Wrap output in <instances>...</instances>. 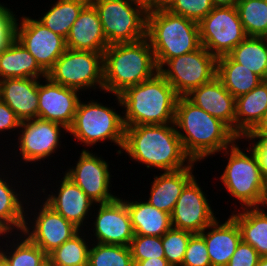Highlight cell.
<instances>
[{
    "instance_id": "obj_1",
    "label": "cell",
    "mask_w": 267,
    "mask_h": 266,
    "mask_svg": "<svg viewBox=\"0 0 267 266\" xmlns=\"http://www.w3.org/2000/svg\"><path fill=\"white\" fill-rule=\"evenodd\" d=\"M148 170L173 172L188 167L193 161L184 152L174 123L125 127L120 152Z\"/></svg>"
},
{
    "instance_id": "obj_2",
    "label": "cell",
    "mask_w": 267,
    "mask_h": 266,
    "mask_svg": "<svg viewBox=\"0 0 267 266\" xmlns=\"http://www.w3.org/2000/svg\"><path fill=\"white\" fill-rule=\"evenodd\" d=\"M174 124L184 152L196 163L220 154L239 139L224 122L199 108L186 96L178 97Z\"/></svg>"
},
{
    "instance_id": "obj_3",
    "label": "cell",
    "mask_w": 267,
    "mask_h": 266,
    "mask_svg": "<svg viewBox=\"0 0 267 266\" xmlns=\"http://www.w3.org/2000/svg\"><path fill=\"white\" fill-rule=\"evenodd\" d=\"M114 96L117 106L122 109L125 127L162 125L175 121L179 96L159 72Z\"/></svg>"
},
{
    "instance_id": "obj_4",
    "label": "cell",
    "mask_w": 267,
    "mask_h": 266,
    "mask_svg": "<svg viewBox=\"0 0 267 266\" xmlns=\"http://www.w3.org/2000/svg\"><path fill=\"white\" fill-rule=\"evenodd\" d=\"M157 72L154 52L147 37L136 42L109 45L103 52V94L120 95Z\"/></svg>"
},
{
    "instance_id": "obj_5",
    "label": "cell",
    "mask_w": 267,
    "mask_h": 266,
    "mask_svg": "<svg viewBox=\"0 0 267 266\" xmlns=\"http://www.w3.org/2000/svg\"><path fill=\"white\" fill-rule=\"evenodd\" d=\"M240 140L241 138L237 139L231 146L221 152L222 157L224 155L228 162H226L221 175L215 177L224 185L227 194L231 195L230 198L234 197L235 205H233V209L234 206L237 207L235 210L259 207L265 184V178L262 175L256 153L250 145L241 148Z\"/></svg>"
},
{
    "instance_id": "obj_6",
    "label": "cell",
    "mask_w": 267,
    "mask_h": 266,
    "mask_svg": "<svg viewBox=\"0 0 267 266\" xmlns=\"http://www.w3.org/2000/svg\"><path fill=\"white\" fill-rule=\"evenodd\" d=\"M147 38L158 69L168 60L199 49L198 23L162 10L148 13Z\"/></svg>"
},
{
    "instance_id": "obj_7",
    "label": "cell",
    "mask_w": 267,
    "mask_h": 266,
    "mask_svg": "<svg viewBox=\"0 0 267 266\" xmlns=\"http://www.w3.org/2000/svg\"><path fill=\"white\" fill-rule=\"evenodd\" d=\"M115 107H108L93 98L89 101L80 99L73 123L68 129L69 135H72L71 141L74 139V142H79L78 145L83 144L87 150L97 143L111 142L119 147L116 149L119 156L124 143L125 125L122 111L119 113Z\"/></svg>"
},
{
    "instance_id": "obj_8",
    "label": "cell",
    "mask_w": 267,
    "mask_h": 266,
    "mask_svg": "<svg viewBox=\"0 0 267 266\" xmlns=\"http://www.w3.org/2000/svg\"><path fill=\"white\" fill-rule=\"evenodd\" d=\"M98 12L108 45L147 37V11L129 0H91Z\"/></svg>"
},
{
    "instance_id": "obj_9",
    "label": "cell",
    "mask_w": 267,
    "mask_h": 266,
    "mask_svg": "<svg viewBox=\"0 0 267 266\" xmlns=\"http://www.w3.org/2000/svg\"><path fill=\"white\" fill-rule=\"evenodd\" d=\"M46 76L55 83L83 93L90 89L103 92V53L67 48Z\"/></svg>"
},
{
    "instance_id": "obj_10",
    "label": "cell",
    "mask_w": 267,
    "mask_h": 266,
    "mask_svg": "<svg viewBox=\"0 0 267 266\" xmlns=\"http://www.w3.org/2000/svg\"><path fill=\"white\" fill-rule=\"evenodd\" d=\"M17 133V138H13L14 141L17 140L15 141L16 145L12 142L8 145V147L11 144L15 146L12 148L15 153L12 156V162L15 160L14 156H18L21 158L18 159L20 160L17 162L18 165L19 163H23L24 166L28 163L38 165L39 161L41 165L42 161L45 162L47 159L49 161V159L54 157L55 153L60 151L58 150L59 148H63L61 146V138L64 137V134L68 133V129L61 124L37 117L21 121Z\"/></svg>"
},
{
    "instance_id": "obj_11",
    "label": "cell",
    "mask_w": 267,
    "mask_h": 266,
    "mask_svg": "<svg viewBox=\"0 0 267 266\" xmlns=\"http://www.w3.org/2000/svg\"><path fill=\"white\" fill-rule=\"evenodd\" d=\"M34 194L36 197L34 198L30 195L33 200L31 201L29 197L28 203H26L25 222L22 233L48 255L55 248L76 235L80 229L54 211L42 199H38L40 197L35 192Z\"/></svg>"
},
{
    "instance_id": "obj_12",
    "label": "cell",
    "mask_w": 267,
    "mask_h": 266,
    "mask_svg": "<svg viewBox=\"0 0 267 266\" xmlns=\"http://www.w3.org/2000/svg\"><path fill=\"white\" fill-rule=\"evenodd\" d=\"M158 72L179 97L186 96L216 77L217 57L201 46L193 52L168 59Z\"/></svg>"
},
{
    "instance_id": "obj_13",
    "label": "cell",
    "mask_w": 267,
    "mask_h": 266,
    "mask_svg": "<svg viewBox=\"0 0 267 266\" xmlns=\"http://www.w3.org/2000/svg\"><path fill=\"white\" fill-rule=\"evenodd\" d=\"M198 26L201 45L217 58L247 37L236 7H214Z\"/></svg>"
},
{
    "instance_id": "obj_14",
    "label": "cell",
    "mask_w": 267,
    "mask_h": 266,
    "mask_svg": "<svg viewBox=\"0 0 267 266\" xmlns=\"http://www.w3.org/2000/svg\"><path fill=\"white\" fill-rule=\"evenodd\" d=\"M80 156L74 166L63 172L70 180H72L90 199L96 204L107 203L113 201L118 196L113 193L112 172L109 169V163L102 155L87 150L85 147L81 149Z\"/></svg>"
},
{
    "instance_id": "obj_15",
    "label": "cell",
    "mask_w": 267,
    "mask_h": 266,
    "mask_svg": "<svg viewBox=\"0 0 267 266\" xmlns=\"http://www.w3.org/2000/svg\"><path fill=\"white\" fill-rule=\"evenodd\" d=\"M93 210H96L90 218L93 222L88 224L91 225V229L88 226L85 230L92 242L130 246L134 231L127 205L122 197L118 195L113 201L95 204Z\"/></svg>"
},
{
    "instance_id": "obj_16",
    "label": "cell",
    "mask_w": 267,
    "mask_h": 266,
    "mask_svg": "<svg viewBox=\"0 0 267 266\" xmlns=\"http://www.w3.org/2000/svg\"><path fill=\"white\" fill-rule=\"evenodd\" d=\"M15 38L36 59L38 65L47 73L56 60L66 51V39L54 33L35 16H18Z\"/></svg>"
},
{
    "instance_id": "obj_17",
    "label": "cell",
    "mask_w": 267,
    "mask_h": 266,
    "mask_svg": "<svg viewBox=\"0 0 267 266\" xmlns=\"http://www.w3.org/2000/svg\"><path fill=\"white\" fill-rule=\"evenodd\" d=\"M196 175L185 185L171 216L173 228L201 233L218 217ZM210 202V203H209ZM215 212V213H214Z\"/></svg>"
},
{
    "instance_id": "obj_18",
    "label": "cell",
    "mask_w": 267,
    "mask_h": 266,
    "mask_svg": "<svg viewBox=\"0 0 267 266\" xmlns=\"http://www.w3.org/2000/svg\"><path fill=\"white\" fill-rule=\"evenodd\" d=\"M62 174V178L59 176L60 179L57 180L59 184L56 181V186L54 185L55 188H58L54 189V187L51 186L54 192L51 190L48 194L47 190L50 188L46 189L43 185H41L43 188L41 187L40 189L39 187V189L33 190L32 192H38V196L42 193L43 198L41 197L40 199H43L48 206L62 215L66 220L72 222L80 230L85 231V226L87 229V224L91 223L89 218L94 212L93 208L96 203L90 199L72 180H70L63 171Z\"/></svg>"
},
{
    "instance_id": "obj_19",
    "label": "cell",
    "mask_w": 267,
    "mask_h": 266,
    "mask_svg": "<svg viewBox=\"0 0 267 266\" xmlns=\"http://www.w3.org/2000/svg\"><path fill=\"white\" fill-rule=\"evenodd\" d=\"M42 80V81H41ZM80 91L51 81L47 76L38 81V118L63 125L73 123Z\"/></svg>"
},
{
    "instance_id": "obj_20",
    "label": "cell",
    "mask_w": 267,
    "mask_h": 266,
    "mask_svg": "<svg viewBox=\"0 0 267 266\" xmlns=\"http://www.w3.org/2000/svg\"><path fill=\"white\" fill-rule=\"evenodd\" d=\"M5 165L6 162L4 163V165H2L3 167H0V224L9 233H21L25 222V204L27 203L30 193H27V191L25 192V189L21 187L23 185L21 182V177L20 179L15 177L18 174L16 172L20 171L19 168L17 167V169L15 170L14 166L9 167V169L13 168L12 172V169L8 170L7 165L6 167H4ZM6 169L8 171H6ZM11 172L15 173L11 174ZM15 178L19 181H16ZM17 183H20V185ZM21 189H23V191Z\"/></svg>"
},
{
    "instance_id": "obj_21",
    "label": "cell",
    "mask_w": 267,
    "mask_h": 266,
    "mask_svg": "<svg viewBox=\"0 0 267 266\" xmlns=\"http://www.w3.org/2000/svg\"><path fill=\"white\" fill-rule=\"evenodd\" d=\"M186 97L211 116L224 122L235 133L236 98L217 77L193 89Z\"/></svg>"
},
{
    "instance_id": "obj_22",
    "label": "cell",
    "mask_w": 267,
    "mask_h": 266,
    "mask_svg": "<svg viewBox=\"0 0 267 266\" xmlns=\"http://www.w3.org/2000/svg\"><path fill=\"white\" fill-rule=\"evenodd\" d=\"M108 46L98 12L89 1L73 23L66 38V47L103 53Z\"/></svg>"
},
{
    "instance_id": "obj_23",
    "label": "cell",
    "mask_w": 267,
    "mask_h": 266,
    "mask_svg": "<svg viewBox=\"0 0 267 266\" xmlns=\"http://www.w3.org/2000/svg\"><path fill=\"white\" fill-rule=\"evenodd\" d=\"M199 234L206 243L211 266H227L241 241L240 229L230 215L225 221L217 218Z\"/></svg>"
},
{
    "instance_id": "obj_24",
    "label": "cell",
    "mask_w": 267,
    "mask_h": 266,
    "mask_svg": "<svg viewBox=\"0 0 267 266\" xmlns=\"http://www.w3.org/2000/svg\"><path fill=\"white\" fill-rule=\"evenodd\" d=\"M38 81L37 78L0 80V99L20 121L38 117Z\"/></svg>"
},
{
    "instance_id": "obj_25",
    "label": "cell",
    "mask_w": 267,
    "mask_h": 266,
    "mask_svg": "<svg viewBox=\"0 0 267 266\" xmlns=\"http://www.w3.org/2000/svg\"><path fill=\"white\" fill-rule=\"evenodd\" d=\"M195 165L197 163L192 162L184 169L173 172H161L158 175H154L151 188H149V196H145L148 198L144 200L157 209L171 214L183 188L195 176Z\"/></svg>"
},
{
    "instance_id": "obj_26",
    "label": "cell",
    "mask_w": 267,
    "mask_h": 266,
    "mask_svg": "<svg viewBox=\"0 0 267 266\" xmlns=\"http://www.w3.org/2000/svg\"><path fill=\"white\" fill-rule=\"evenodd\" d=\"M47 73L38 65L30 52L14 38L0 50V80L9 78L46 77Z\"/></svg>"
},
{
    "instance_id": "obj_27",
    "label": "cell",
    "mask_w": 267,
    "mask_h": 266,
    "mask_svg": "<svg viewBox=\"0 0 267 266\" xmlns=\"http://www.w3.org/2000/svg\"><path fill=\"white\" fill-rule=\"evenodd\" d=\"M125 199L134 235L162 237L171 227V216L146 200Z\"/></svg>"
},
{
    "instance_id": "obj_28",
    "label": "cell",
    "mask_w": 267,
    "mask_h": 266,
    "mask_svg": "<svg viewBox=\"0 0 267 266\" xmlns=\"http://www.w3.org/2000/svg\"><path fill=\"white\" fill-rule=\"evenodd\" d=\"M235 134L245 137L267 112V80L236 98Z\"/></svg>"
},
{
    "instance_id": "obj_29",
    "label": "cell",
    "mask_w": 267,
    "mask_h": 266,
    "mask_svg": "<svg viewBox=\"0 0 267 266\" xmlns=\"http://www.w3.org/2000/svg\"><path fill=\"white\" fill-rule=\"evenodd\" d=\"M261 207H248L231 211L237 222L241 240L251 245L260 257H267V212Z\"/></svg>"
},
{
    "instance_id": "obj_30",
    "label": "cell",
    "mask_w": 267,
    "mask_h": 266,
    "mask_svg": "<svg viewBox=\"0 0 267 266\" xmlns=\"http://www.w3.org/2000/svg\"><path fill=\"white\" fill-rule=\"evenodd\" d=\"M7 238L1 242L2 244L0 243V255L9 266H46L48 264V255L22 232L10 233Z\"/></svg>"
},
{
    "instance_id": "obj_31",
    "label": "cell",
    "mask_w": 267,
    "mask_h": 266,
    "mask_svg": "<svg viewBox=\"0 0 267 266\" xmlns=\"http://www.w3.org/2000/svg\"><path fill=\"white\" fill-rule=\"evenodd\" d=\"M216 77L235 98L248 93L262 81L258 75L234 62L228 55L217 58Z\"/></svg>"
},
{
    "instance_id": "obj_32",
    "label": "cell",
    "mask_w": 267,
    "mask_h": 266,
    "mask_svg": "<svg viewBox=\"0 0 267 266\" xmlns=\"http://www.w3.org/2000/svg\"><path fill=\"white\" fill-rule=\"evenodd\" d=\"M228 56L267 80V37L247 36Z\"/></svg>"
},
{
    "instance_id": "obj_33",
    "label": "cell",
    "mask_w": 267,
    "mask_h": 266,
    "mask_svg": "<svg viewBox=\"0 0 267 266\" xmlns=\"http://www.w3.org/2000/svg\"><path fill=\"white\" fill-rule=\"evenodd\" d=\"M88 0H56L47 12H42L38 21L56 34L67 38L73 23Z\"/></svg>"
},
{
    "instance_id": "obj_34",
    "label": "cell",
    "mask_w": 267,
    "mask_h": 266,
    "mask_svg": "<svg viewBox=\"0 0 267 266\" xmlns=\"http://www.w3.org/2000/svg\"><path fill=\"white\" fill-rule=\"evenodd\" d=\"M88 238L86 232L80 230L48 254V264L50 266H88L89 249L92 243Z\"/></svg>"
},
{
    "instance_id": "obj_35",
    "label": "cell",
    "mask_w": 267,
    "mask_h": 266,
    "mask_svg": "<svg viewBox=\"0 0 267 266\" xmlns=\"http://www.w3.org/2000/svg\"><path fill=\"white\" fill-rule=\"evenodd\" d=\"M236 8L247 36L267 37V0H240Z\"/></svg>"
},
{
    "instance_id": "obj_36",
    "label": "cell",
    "mask_w": 267,
    "mask_h": 266,
    "mask_svg": "<svg viewBox=\"0 0 267 266\" xmlns=\"http://www.w3.org/2000/svg\"><path fill=\"white\" fill-rule=\"evenodd\" d=\"M88 266H134L130 247L92 242Z\"/></svg>"
},
{
    "instance_id": "obj_37",
    "label": "cell",
    "mask_w": 267,
    "mask_h": 266,
    "mask_svg": "<svg viewBox=\"0 0 267 266\" xmlns=\"http://www.w3.org/2000/svg\"><path fill=\"white\" fill-rule=\"evenodd\" d=\"M194 233L171 227L163 236L165 258L172 266H181L190 237Z\"/></svg>"
},
{
    "instance_id": "obj_38",
    "label": "cell",
    "mask_w": 267,
    "mask_h": 266,
    "mask_svg": "<svg viewBox=\"0 0 267 266\" xmlns=\"http://www.w3.org/2000/svg\"><path fill=\"white\" fill-rule=\"evenodd\" d=\"M129 247L134 264L149 258H165L162 237L134 235Z\"/></svg>"
},
{
    "instance_id": "obj_39",
    "label": "cell",
    "mask_w": 267,
    "mask_h": 266,
    "mask_svg": "<svg viewBox=\"0 0 267 266\" xmlns=\"http://www.w3.org/2000/svg\"><path fill=\"white\" fill-rule=\"evenodd\" d=\"M213 8L212 0H176L169 11L199 23Z\"/></svg>"
},
{
    "instance_id": "obj_40",
    "label": "cell",
    "mask_w": 267,
    "mask_h": 266,
    "mask_svg": "<svg viewBox=\"0 0 267 266\" xmlns=\"http://www.w3.org/2000/svg\"><path fill=\"white\" fill-rule=\"evenodd\" d=\"M181 266H211L206 243L199 233L190 237Z\"/></svg>"
},
{
    "instance_id": "obj_41",
    "label": "cell",
    "mask_w": 267,
    "mask_h": 266,
    "mask_svg": "<svg viewBox=\"0 0 267 266\" xmlns=\"http://www.w3.org/2000/svg\"><path fill=\"white\" fill-rule=\"evenodd\" d=\"M7 3L0 1V50L7 47L15 38V28L18 15L13 8L7 7ZM15 13V14H14Z\"/></svg>"
},
{
    "instance_id": "obj_42",
    "label": "cell",
    "mask_w": 267,
    "mask_h": 266,
    "mask_svg": "<svg viewBox=\"0 0 267 266\" xmlns=\"http://www.w3.org/2000/svg\"><path fill=\"white\" fill-rule=\"evenodd\" d=\"M259 258L258 252L241 240L227 266H256Z\"/></svg>"
},
{
    "instance_id": "obj_43",
    "label": "cell",
    "mask_w": 267,
    "mask_h": 266,
    "mask_svg": "<svg viewBox=\"0 0 267 266\" xmlns=\"http://www.w3.org/2000/svg\"><path fill=\"white\" fill-rule=\"evenodd\" d=\"M20 122V119L15 115L11 108L0 99V137L7 134L5 132H8L7 135H9L10 132L13 133V131H15L13 135L16 138L15 133L17 135Z\"/></svg>"
},
{
    "instance_id": "obj_44",
    "label": "cell",
    "mask_w": 267,
    "mask_h": 266,
    "mask_svg": "<svg viewBox=\"0 0 267 266\" xmlns=\"http://www.w3.org/2000/svg\"><path fill=\"white\" fill-rule=\"evenodd\" d=\"M243 139V140H242ZM250 145L256 153L263 177L267 178V136H245L241 141Z\"/></svg>"
},
{
    "instance_id": "obj_45",
    "label": "cell",
    "mask_w": 267,
    "mask_h": 266,
    "mask_svg": "<svg viewBox=\"0 0 267 266\" xmlns=\"http://www.w3.org/2000/svg\"><path fill=\"white\" fill-rule=\"evenodd\" d=\"M246 136H267V112Z\"/></svg>"
},
{
    "instance_id": "obj_46",
    "label": "cell",
    "mask_w": 267,
    "mask_h": 266,
    "mask_svg": "<svg viewBox=\"0 0 267 266\" xmlns=\"http://www.w3.org/2000/svg\"><path fill=\"white\" fill-rule=\"evenodd\" d=\"M134 266H172L166 258H149L147 260L138 261Z\"/></svg>"
},
{
    "instance_id": "obj_47",
    "label": "cell",
    "mask_w": 267,
    "mask_h": 266,
    "mask_svg": "<svg viewBox=\"0 0 267 266\" xmlns=\"http://www.w3.org/2000/svg\"><path fill=\"white\" fill-rule=\"evenodd\" d=\"M176 0H152V12L169 10Z\"/></svg>"
},
{
    "instance_id": "obj_48",
    "label": "cell",
    "mask_w": 267,
    "mask_h": 266,
    "mask_svg": "<svg viewBox=\"0 0 267 266\" xmlns=\"http://www.w3.org/2000/svg\"><path fill=\"white\" fill-rule=\"evenodd\" d=\"M240 0H212L214 7H236Z\"/></svg>"
},
{
    "instance_id": "obj_49",
    "label": "cell",
    "mask_w": 267,
    "mask_h": 266,
    "mask_svg": "<svg viewBox=\"0 0 267 266\" xmlns=\"http://www.w3.org/2000/svg\"><path fill=\"white\" fill-rule=\"evenodd\" d=\"M129 1L144 8L147 11V13L152 12V0H129Z\"/></svg>"
},
{
    "instance_id": "obj_50",
    "label": "cell",
    "mask_w": 267,
    "mask_h": 266,
    "mask_svg": "<svg viewBox=\"0 0 267 266\" xmlns=\"http://www.w3.org/2000/svg\"><path fill=\"white\" fill-rule=\"evenodd\" d=\"M259 207L267 209V178L265 179L263 196Z\"/></svg>"
},
{
    "instance_id": "obj_51",
    "label": "cell",
    "mask_w": 267,
    "mask_h": 266,
    "mask_svg": "<svg viewBox=\"0 0 267 266\" xmlns=\"http://www.w3.org/2000/svg\"><path fill=\"white\" fill-rule=\"evenodd\" d=\"M10 233L0 224V243L7 238ZM2 237V238H1ZM2 239V240H1Z\"/></svg>"
},
{
    "instance_id": "obj_52",
    "label": "cell",
    "mask_w": 267,
    "mask_h": 266,
    "mask_svg": "<svg viewBox=\"0 0 267 266\" xmlns=\"http://www.w3.org/2000/svg\"><path fill=\"white\" fill-rule=\"evenodd\" d=\"M256 266H267V257H260Z\"/></svg>"
},
{
    "instance_id": "obj_53",
    "label": "cell",
    "mask_w": 267,
    "mask_h": 266,
    "mask_svg": "<svg viewBox=\"0 0 267 266\" xmlns=\"http://www.w3.org/2000/svg\"><path fill=\"white\" fill-rule=\"evenodd\" d=\"M0 266H9L8 262L0 255Z\"/></svg>"
}]
</instances>
